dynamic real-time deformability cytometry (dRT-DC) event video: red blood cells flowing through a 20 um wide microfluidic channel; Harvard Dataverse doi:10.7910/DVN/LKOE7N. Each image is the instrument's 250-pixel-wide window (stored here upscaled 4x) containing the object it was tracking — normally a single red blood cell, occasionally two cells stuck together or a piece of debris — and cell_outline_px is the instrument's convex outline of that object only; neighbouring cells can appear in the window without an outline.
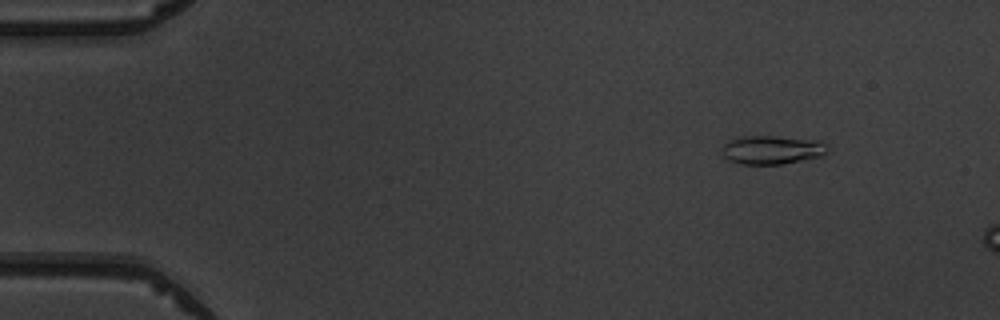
{"species": "common noctule bat (a hibernating species)", "species_latin": "Nyctalus noctula", "temperature_condition": "warm", "stored_images_in_passage": 5, "camera_frame_rate_fps": 3000, "um_per_image_px": 0.085, "animal": {"sex": "male", "body_mass_g": 19.5, "forearm_length_mm": 54.6}, "frame": {"image": 1, "passage_image": 5, "time_ms": 5.667, "image_size_px": [1000, 320], "cell_outline_px": [[832, 148], [820, 156], [780, 164], [740, 164], [728, 160], [724, 156], [724, 144], [728, 140], [740, 136], [776, 136], [820, 140], [828, 144]], "centroid_in_image_um": [65.66, 12.72], "position_along_channel_um": 19.3, "area_um2": 17.69}}